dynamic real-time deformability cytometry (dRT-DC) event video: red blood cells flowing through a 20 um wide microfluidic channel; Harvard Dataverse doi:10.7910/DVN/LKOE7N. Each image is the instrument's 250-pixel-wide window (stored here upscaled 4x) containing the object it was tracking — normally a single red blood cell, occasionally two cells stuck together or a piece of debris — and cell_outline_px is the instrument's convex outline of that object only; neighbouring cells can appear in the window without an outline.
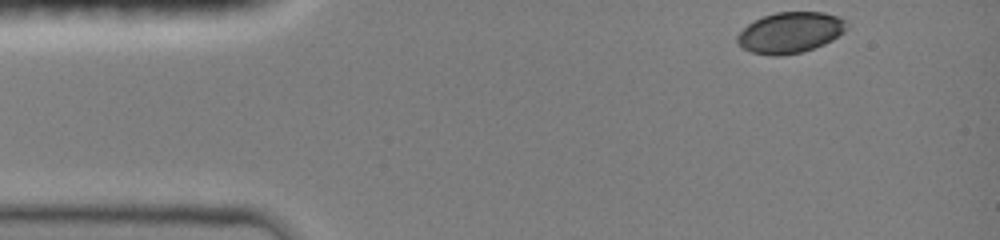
{"species": "common noctule bat (a hibernating species)", "species_latin": "Nyctalus noctula", "temperature_condition": "room temperature", "stored_images_in_passage": 40, "camera_frame_rate_fps": 3000, "um_per_image_px": 0.085, "animal": {"sex": "female", "body_mass_g": 19.0, "forearm_length_mm": 51.5}, "frame": {"image": 1, "passage_image": 1, "time_ms": 0.0, "image_size_px": [1000, 240], "cell_outline_px": [[848, 28], [844, 32], [832, 40], [824, 44], [800, 52], [776, 56], [772, 56], [752, 52], [744, 48], [736, 40], [736, 36], [748, 24], [764, 16], [776, 12], [824, 12], [848, 20]], "centroid_in_image_um": [67.21, 2.75], "position_along_channel_um": 17.8, "area_um2": 25.89}}
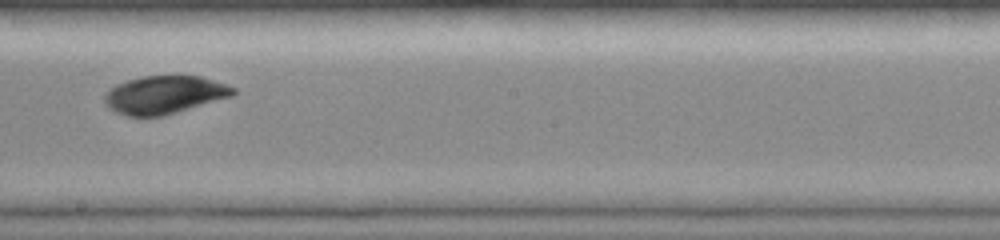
{"frame": {"image": 2, "passage_image": 23, "time_ms": 7.333, "image_size_px": [1000, 240], "cell_outline_px": [[236, 92], [232, 96], [164, 116], [128, 116], [116, 112], [108, 108], [104, 104], [104, 96], [116, 84], [140, 76], [200, 76], [236, 88]], "centroid_in_image_um": [13.95, 8.06], "position_along_channel_um": 234.2, "area_um2": 28.32}}
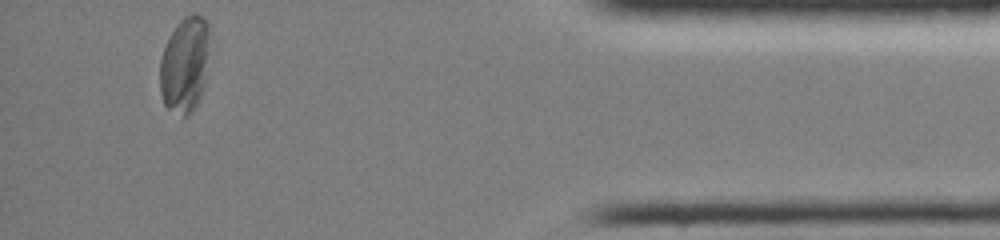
{"frame": {"image": 3, "passage_image": 40, "time_ms": 13.0, "image_size_px": [1000, 240], "cell_outline_px": [[212, 36], [204, 84], [200, 96], [192, 112], [188, 116], [184, 116], [168, 108], [164, 104], [160, 92], [160, 60], [164, 48], [176, 24], [184, 16], [192, 12], [196, 12], [208, 20], [212, 28]], "centroid_in_image_um": [15.76, 5.4], "position_along_channel_um": 419.4, "area_um2": 28.5}, "authors_computed_cell_mechanics": {"area_um2": 28.5532, "velocity_mm_per_s": 4.0021, "shape_relaxation_time_tau1_ms": 1.475, "shape_relaxation_time_tau2_ms": null, "deformation_change_tau1": 0.0738, "deformation_change_tau2": null}}